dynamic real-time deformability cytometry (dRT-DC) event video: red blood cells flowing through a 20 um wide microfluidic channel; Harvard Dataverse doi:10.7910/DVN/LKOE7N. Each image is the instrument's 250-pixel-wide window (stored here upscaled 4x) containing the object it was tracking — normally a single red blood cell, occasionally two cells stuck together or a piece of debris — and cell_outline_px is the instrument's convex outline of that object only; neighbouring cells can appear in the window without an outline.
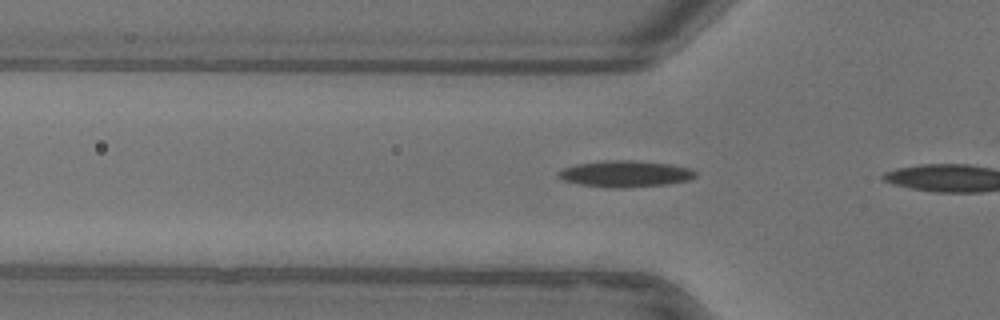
{"species": "common noctule bat (a hibernating species)", "species_latin": "Nyctalus noctula", "temperature_condition": "warm", "stored_images_in_passage": 6, "camera_frame_rate_fps": 3000, "um_per_image_px": 0.085, "animal": {"sex": "female"}, "frame": {"image": 1, "passage_image": 5, "time_ms": 1.333, "image_size_px": [1000, 320], "cell_outline_px": [[696, 176], [688, 180], [664, 184], [624, 188], [612, 188], [580, 184], [564, 180], [556, 176], [556, 172], [564, 168], [576, 164], [604, 160], [632, 160], [672, 164], [692, 168], [696, 172]], "centroid_in_image_um": [53.14, 14.76], "position_along_channel_um": 72.7, "area_um2": 21.15}}